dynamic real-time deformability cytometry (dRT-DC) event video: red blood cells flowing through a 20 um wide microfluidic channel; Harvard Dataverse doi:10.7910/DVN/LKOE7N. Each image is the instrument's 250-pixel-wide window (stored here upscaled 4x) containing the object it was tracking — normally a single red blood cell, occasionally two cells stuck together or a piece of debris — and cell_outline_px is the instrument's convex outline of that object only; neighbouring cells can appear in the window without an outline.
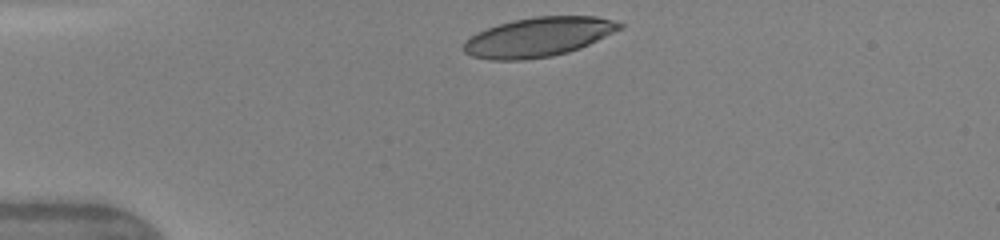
{"species": "human", "species_latin": "Homo sapiens", "temperature_condition": "warm", "stored_images_in_passage": 32, "camera_frame_rate_fps": 3000, "um_per_image_px": 0.085, "donor": {"sex": "female"}, "frame": {"image": 1, "passage_image": 1, "time_ms": 0.0, "image_size_px": [1000, 240], "cell_outline_px": [[624, 28], [580, 48], [568, 52], [552, 56], [524, 60], [488, 60], [472, 56], [464, 52], [464, 40], [476, 32], [512, 20], [536, 16], [596, 16], [612, 20], [624, 24]], "centroid_in_image_um": [45.76, 3.15], "position_along_channel_um": 39.2, "area_um2": 35.89}}
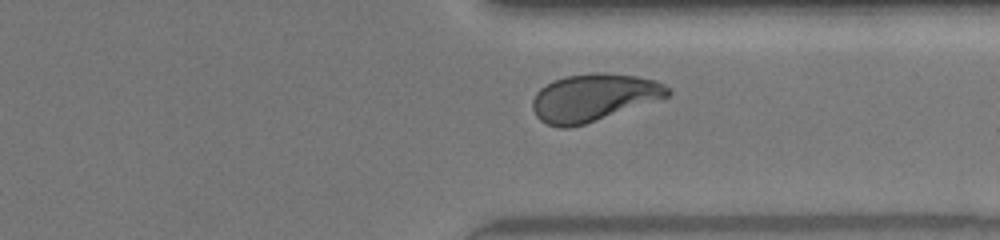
{"frame": {"image": 2, "passage_image": 27, "time_ms": 8.667, "image_size_px": [1000, 240], "cell_outline_px": [[672, 92], [668, 96], [584, 124], [568, 128], [560, 128], [548, 124], [540, 120], [536, 116], [532, 108], [532, 100], [536, 92], [540, 88], [552, 80], [564, 76], [596, 72], [604, 72], [636, 76], [656, 80], [664, 84]], "centroid_in_image_um": [50.41, 8.27], "position_along_channel_um": 361.0, "area_um2": 37.17}}
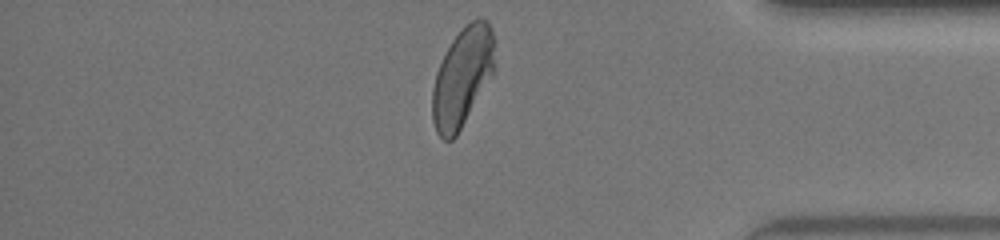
{"frame": {"image": 3, "passage_image": 31, "time_ms": 10.0, "image_size_px": [1000, 240], "cell_outline_px": [[496, 40], [492, 76], [456, 136], [452, 140], [444, 140], [436, 132], [432, 120], [432, 88], [436, 72], [452, 40], [460, 28], [464, 24], [480, 16], [484, 16], [488, 20], [492, 28]], "centroid_in_image_um": [39.32, 6.49], "position_along_channel_um": 395.9, "area_um2": 36.36}, "authors_computed_cell_mechanics": {"area_um2": 36.8475, "velocity_mm_per_s": 4.1706, "shape_relaxation_time_tau1_ms": 5.2078, "shape_relaxation_time_tau2_ms": 0.9092, "deformation_change_tau1": 0.2064, "deformation_change_tau2": 0.0706}}